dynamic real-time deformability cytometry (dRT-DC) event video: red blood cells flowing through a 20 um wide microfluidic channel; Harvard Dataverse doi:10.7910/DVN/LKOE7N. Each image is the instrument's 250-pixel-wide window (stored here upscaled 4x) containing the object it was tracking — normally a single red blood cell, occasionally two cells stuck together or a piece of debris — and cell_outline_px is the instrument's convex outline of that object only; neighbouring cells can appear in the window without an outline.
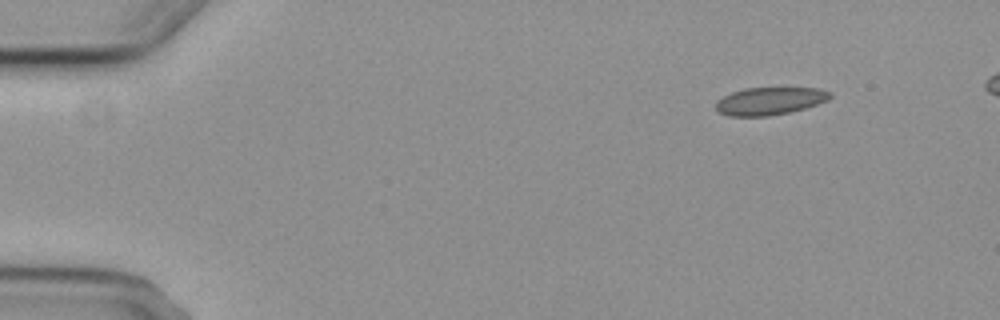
{"species": "common noctule bat (a hibernating species)", "species_latin": "Nyctalus noctula", "temperature_condition": "cold", "stored_images_in_passage": 5, "camera_frame_rate_fps": 3000, "um_per_image_px": 0.085, "animal": {"sex": "female", "body_mass_g": 29.2, "forearm_length_mm": 56.3}, "frame": {"image": 1, "passage_image": 1, "time_ms": 0.0, "image_size_px": [1000, 320], "cell_outline_px": [[832, 96], [828, 100], [804, 108], [788, 112], [768, 116], [728, 116], [720, 112], [716, 108], [716, 100], [732, 92], [744, 88], [820, 88], [832, 92]], "centroid_in_image_um": [65.43, 8.58], "position_along_channel_um": 19.6, "area_um2": 18.32}}